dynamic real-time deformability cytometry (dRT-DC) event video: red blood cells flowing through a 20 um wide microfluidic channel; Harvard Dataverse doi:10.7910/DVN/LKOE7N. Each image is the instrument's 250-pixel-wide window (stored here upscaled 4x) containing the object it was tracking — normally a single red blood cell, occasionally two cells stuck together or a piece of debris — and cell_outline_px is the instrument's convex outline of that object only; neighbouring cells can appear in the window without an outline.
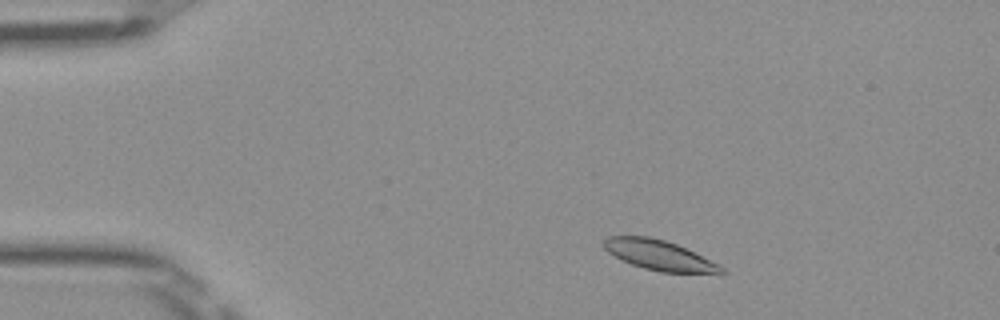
{"species": "Egyptian fruit bat (a non-hibernating species)", "species_latin": "Rousettus aegyptiacus", "temperature_condition": "room temperature", "stored_images_in_passage": 47, "camera_frame_rate_fps": 3000, "um_per_image_px": 0.085, "frame": {"image": 1, "passage_image": 5, "time_ms": 1.333, "image_size_px": [1000, 320], "cell_outline_px": [[724, 272], [660, 272], [644, 268], [632, 264], [608, 252], [604, 248], [604, 240], [608, 236], [648, 236], [664, 240], [676, 244], [720, 264], [724, 268]], "centroid_in_image_um": [56.01, 21.67], "position_along_channel_um": 29.0, "area_um2": 20.0}}
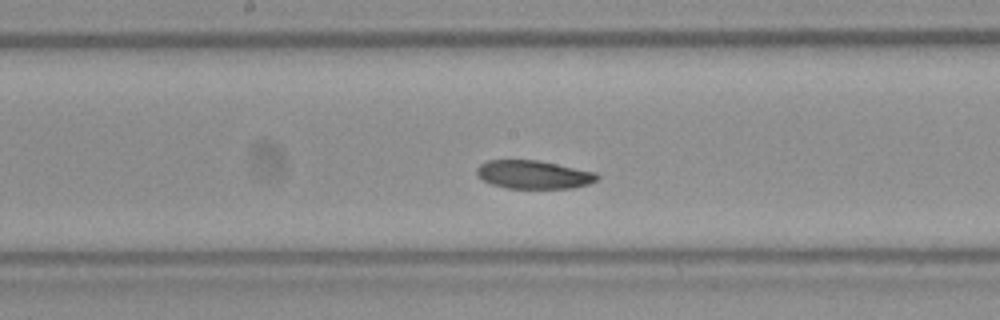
{"frame": {"image": 2, "passage_image": 23, "time_ms": 7.333, "image_size_px": [1000, 320], "cell_outline_px": [[600, 176], [596, 180], [588, 184], [572, 188], [508, 188], [492, 184], [476, 176], [476, 168], [480, 164], [488, 160], [536, 160], [596, 172]], "centroid_in_image_um": [45.33, 14.84], "position_along_channel_um": 202.9, "area_um2": 19.77}}
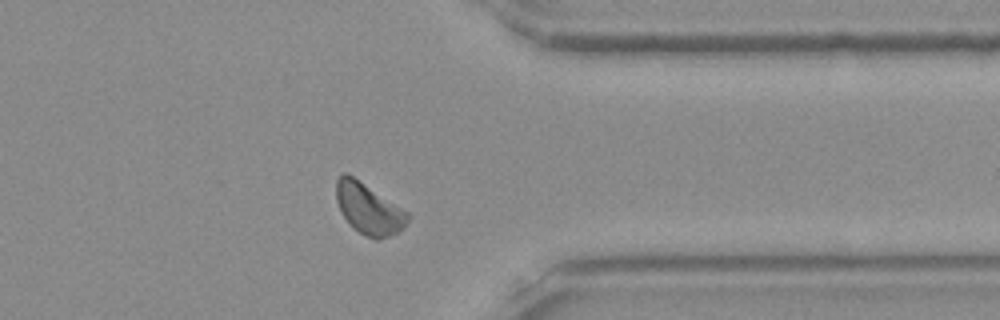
{"frame": {"image": 3, "passage_image": 37, "time_ms": 12.0, "image_size_px": [1000, 320], "cell_outline_px": [[408, 220], [404, 228], [400, 232], [380, 240], [376, 240], [352, 228], [348, 224], [340, 212], [336, 200], [336, 180], [340, 172], [348, 172], [408, 212]], "centroid_in_image_um": [31.3, 17.73], "position_along_channel_um": 380.1, "area_um2": 21.56}, "authors_computed_cell_mechanics": {"area_um2": 20.4612, "velocity_mm_per_s": 3.9539, "shape_relaxation_time_tau1_ms": 4.2987, "shape_relaxation_time_tau2_ms": null, "deformation_change_tau1": 0.0905, "deformation_change_tau2": null}}